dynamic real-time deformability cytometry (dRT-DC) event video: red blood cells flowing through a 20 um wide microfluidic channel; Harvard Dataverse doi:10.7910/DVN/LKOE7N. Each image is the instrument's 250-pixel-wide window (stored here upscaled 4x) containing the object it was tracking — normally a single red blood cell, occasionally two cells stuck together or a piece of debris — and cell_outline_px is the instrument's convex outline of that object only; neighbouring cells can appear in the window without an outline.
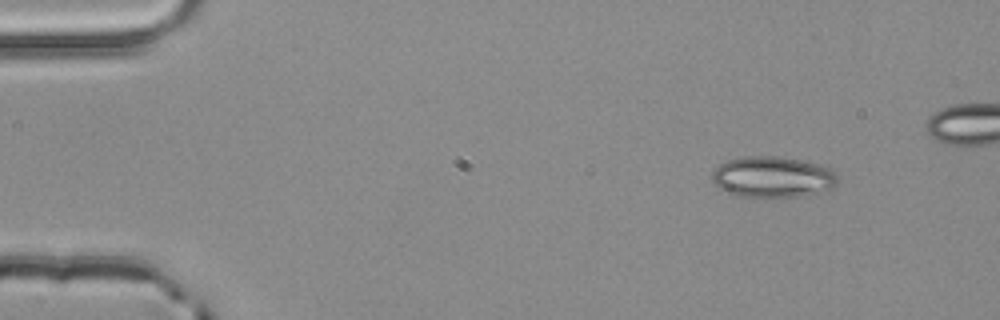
{"species": "common noctule bat (a hibernating species)", "species_latin": "Nyctalus noctula", "temperature_condition": "room temperature", "stored_images_in_passage": 4, "camera_frame_rate_fps": 3000, "um_per_image_px": 0.085, "animal": {"sex": "male", "body_mass_g": 20.4}, "frame": {"image": 1, "passage_image": 1, "time_ms": 0.0, "image_size_px": [1000, 320], "cell_outline_px": [[836, 184], [828, 188], [800, 196], [736, 196], [720, 188], [712, 180], [712, 172], [720, 164], [728, 160], [744, 156], [776, 156], [800, 160], [816, 164], [828, 168], [836, 176]], "centroid_in_image_um": [65.6, 15.02], "position_along_channel_um": 19.4, "area_um2": 29.19}}